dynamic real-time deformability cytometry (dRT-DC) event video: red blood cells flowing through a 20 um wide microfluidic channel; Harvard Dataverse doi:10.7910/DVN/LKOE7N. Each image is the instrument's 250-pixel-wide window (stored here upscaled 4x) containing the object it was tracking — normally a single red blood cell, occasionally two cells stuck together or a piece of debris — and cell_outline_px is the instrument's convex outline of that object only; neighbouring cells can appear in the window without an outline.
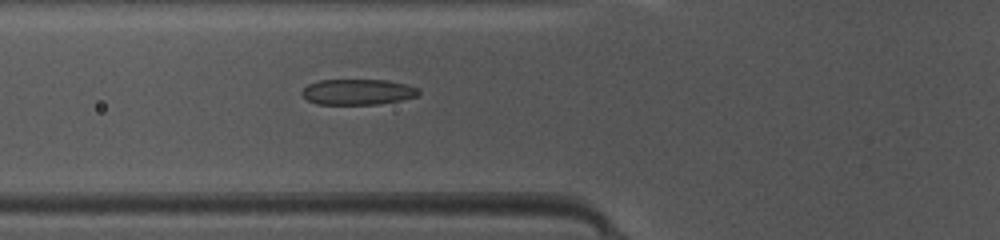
{"species": "common noctule bat (a hibernating species)", "species_latin": "Nyctalus noctula", "temperature_condition": "warm", "stored_images_in_passage": 33, "camera_frame_rate_fps": 3000, "um_per_image_px": 0.085, "animal": {"sex": "female", "body_mass_g": 10.0, "forearm_length_mm": 53.1}, "frame": {"image": 1, "passage_image": 7, "time_ms": 2.0, "image_size_px": [1000, 240], "cell_outline_px": [[420, 92], [416, 96], [400, 100], [376, 104], [316, 104], [308, 100], [300, 92], [308, 84], [320, 80], [388, 80], [420, 88]], "centroid_in_image_um": [30.4, 7.81], "position_along_channel_um": 95.4, "area_um2": 17.34}}
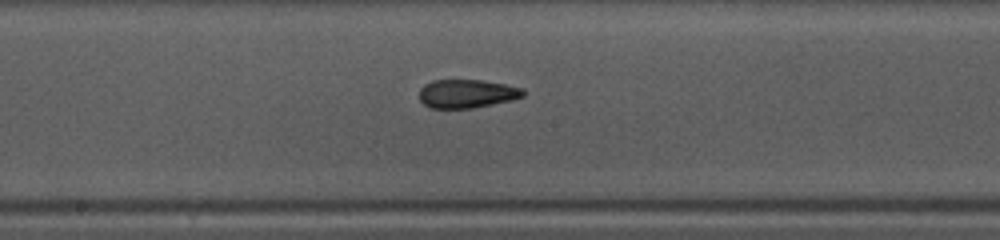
{"frame": {"image": 2, "passage_image": 15, "time_ms": 4.667, "image_size_px": [1000, 240], "cell_outline_px": [[524, 96], [512, 100], [472, 108], [428, 108], [420, 100], [420, 88], [424, 84], [432, 80], [484, 80], [524, 88]], "centroid_in_image_um": [39.68, 7.96], "position_along_channel_um": 208.5, "area_um2": 17.34}}
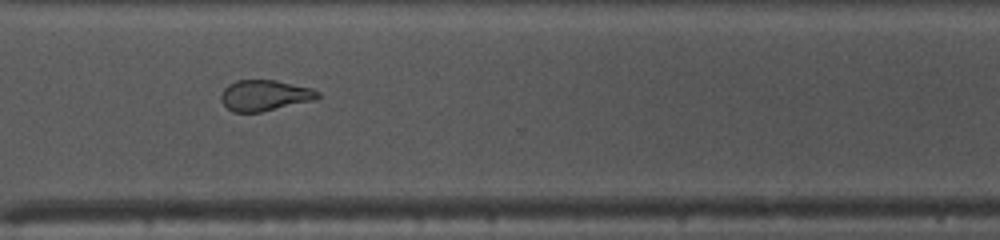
{"frame": {"image": 3, "passage_image": 25, "time_ms": 8.0, "image_size_px": [1000, 240], "cell_outline_px": [[320, 96], [316, 100], [260, 112], [232, 112], [220, 100], [220, 96], [224, 88], [228, 84], [236, 80], [276, 80], [312, 88], [320, 92]], "centroid_in_image_um": [22.51, 8.1], "position_along_channel_um": 348.1, "area_um2": 17.51}, "authors_computed_cell_mechanics": {"area_um2": 17.34, "velocity_mm_per_s": 4.1948, "shape_relaxation_time_tau1_ms": null, "shape_relaxation_time_tau2_ms": 1.2681, "deformation_change_tau1": null, "deformation_change_tau2": 0.0876}}